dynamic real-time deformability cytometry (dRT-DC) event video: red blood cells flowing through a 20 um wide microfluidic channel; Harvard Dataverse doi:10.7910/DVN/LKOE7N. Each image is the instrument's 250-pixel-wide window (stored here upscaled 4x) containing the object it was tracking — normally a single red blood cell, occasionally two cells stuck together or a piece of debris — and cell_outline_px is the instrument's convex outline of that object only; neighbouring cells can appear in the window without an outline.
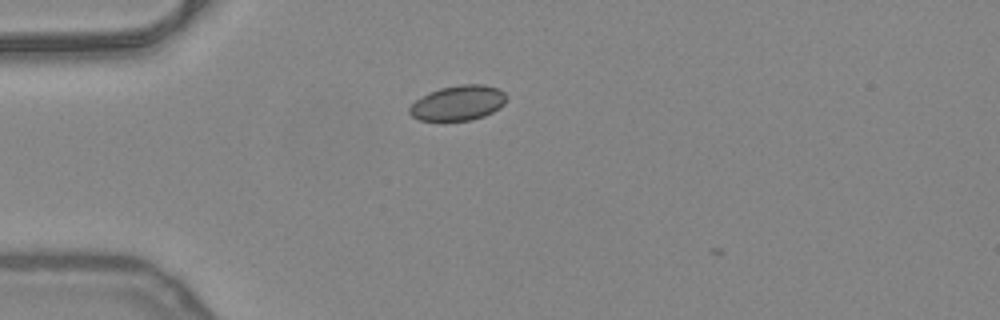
{"species": "common noctule bat (a hibernating species)", "species_latin": "Nyctalus noctula", "temperature_condition": "warm", "stored_images_in_passage": 4, "camera_frame_rate_fps": 3000, "um_per_image_px": 0.085, "animal": {"sex": "female", "body_mass_g": 24.6, "forearm_length_mm": 56.2}, "frame": {"image": 1, "passage_image": 2, "time_ms": 0.333, "image_size_px": [1000, 320], "cell_outline_px": [[508, 96], [504, 104], [500, 108], [484, 116], [472, 120], [420, 120], [412, 116], [408, 112], [408, 108], [416, 100], [428, 92], [440, 88], [460, 84], [484, 84], [500, 88]], "centroid_in_image_um": [38.97, 8.73], "position_along_channel_um": 46.0, "area_um2": 19.94}}